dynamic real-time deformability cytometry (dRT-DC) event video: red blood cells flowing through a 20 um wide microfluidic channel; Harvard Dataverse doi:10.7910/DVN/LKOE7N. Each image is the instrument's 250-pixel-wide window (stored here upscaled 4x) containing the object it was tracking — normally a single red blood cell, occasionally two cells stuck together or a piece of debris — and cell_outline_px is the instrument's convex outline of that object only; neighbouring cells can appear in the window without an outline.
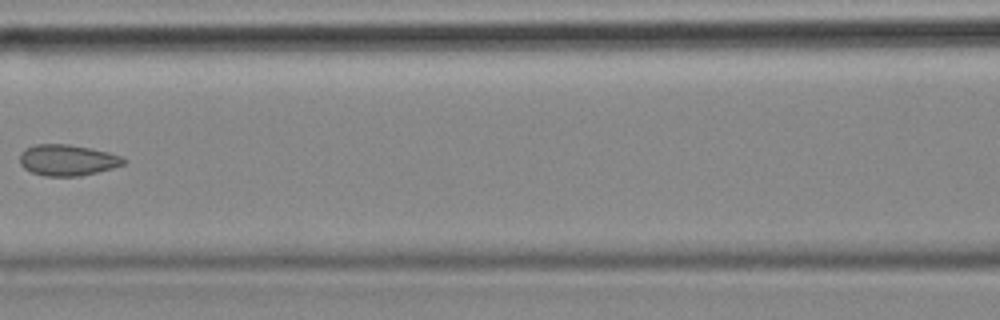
{"species": "common noctule bat (a hibernating species)", "species_latin": "Nyctalus noctula", "temperature_condition": "cold", "stored_images_in_passage": 8, "camera_frame_rate_fps": 3000, "um_per_image_px": 0.085, "animal": {"sex": "female", "body_mass_g": 18.4}, "frame": {"image": 1, "passage_image": 6, "time_ms": 1.667, "image_size_px": [1000, 320], "cell_outline_px": [[128, 160], [124, 164], [112, 168], [80, 176], [44, 176], [32, 172], [24, 168], [20, 164], [20, 152], [24, 148], [36, 144], [68, 144], [92, 148], [108, 152], [120, 156]], "centroid_in_image_um": [5.72, 13.6], "position_along_channel_um": 160.9, "area_um2": 18.9}}
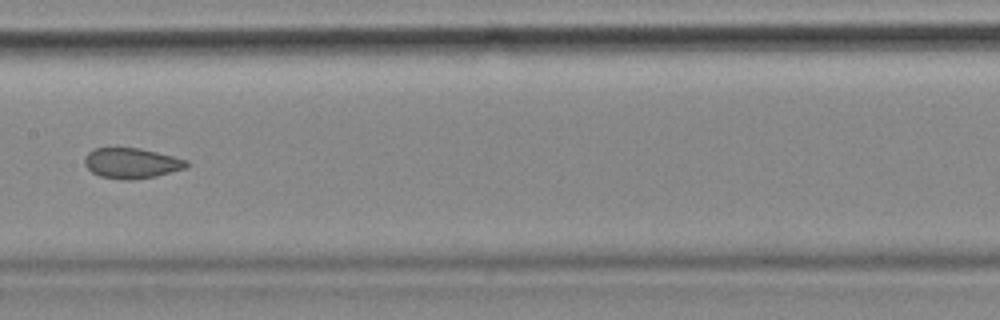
{"frame": {"image": 2, "passage_image": 7, "time_ms": 2.0, "image_size_px": [1000, 320], "cell_outline_px": [[188, 168], [156, 176], [128, 180], [124, 180], [100, 176], [92, 172], [84, 164], [84, 160], [88, 152], [96, 148], [140, 148], [188, 160]], "centroid_in_image_um": [11.2, 13.87], "position_along_channel_um": 196.2, "area_um2": 17.98}}